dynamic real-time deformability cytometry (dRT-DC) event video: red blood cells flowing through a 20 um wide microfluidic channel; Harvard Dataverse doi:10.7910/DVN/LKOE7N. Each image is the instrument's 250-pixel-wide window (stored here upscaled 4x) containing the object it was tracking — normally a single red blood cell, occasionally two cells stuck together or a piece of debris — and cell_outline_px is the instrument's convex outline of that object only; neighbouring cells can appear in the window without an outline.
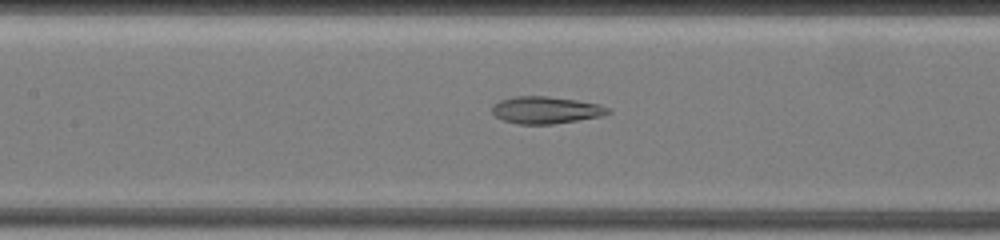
{"species": "common noctule bat (a hibernating species)", "species_latin": "Nyctalus noctula", "temperature_condition": "warm", "stored_images_in_passage": 22, "camera_frame_rate_fps": 3000, "um_per_image_px": 0.085, "animal": {"sex": "female", "body_mass_g": 19.5, "forearm_length_mm": 54.1}, "frame": {"image": 1, "passage_image": 10, "time_ms": 7.333, "image_size_px": [1000, 240], "cell_outline_px": [[612, 112], [600, 116], [552, 124], [516, 124], [504, 120], [496, 116], [492, 112], [492, 108], [500, 100], [512, 96], [548, 96], [576, 100], [600, 104], [608, 108]], "centroid_in_image_um": [46.39, 9.35], "position_along_channel_um": 161.0, "area_um2": 18.15}}
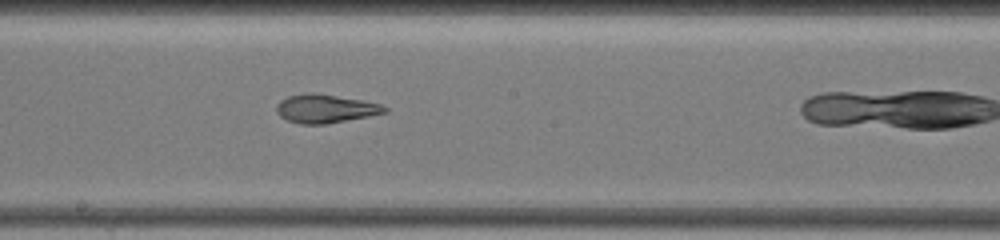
{"frame": {"image": 2, "passage_image": 13, "time_ms": 9.0, "image_size_px": [1000, 240], "cell_outline_px": [[388, 112], [368, 116], [324, 124], [300, 124], [288, 120], [280, 116], [276, 112], [276, 104], [280, 100], [288, 96], [308, 92], [312, 92], [360, 100], [380, 104], [388, 108]], "centroid_in_image_um": [27.62, 9.23], "position_along_channel_um": 220.6, "area_um2": 17.8}}
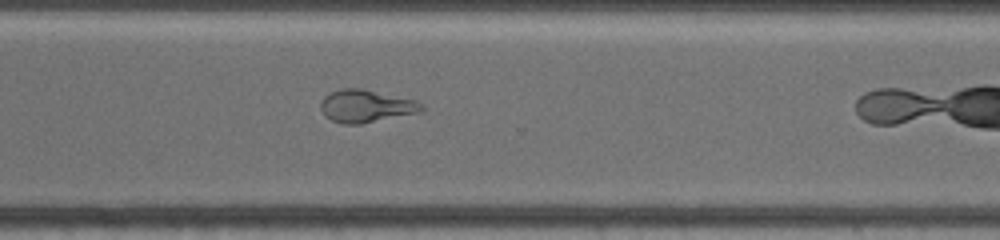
{"frame": {"image": 3, "passage_image": 19, "time_ms": 12.333, "image_size_px": [1000, 240], "cell_outline_px": [[424, 108], [420, 112], [360, 124], [344, 124], [332, 120], [324, 116], [320, 108], [320, 104], [324, 96], [332, 92], [344, 88], [360, 88], [416, 100]], "centroid_in_image_um": [31.08, 9.02], "position_along_channel_um": 339.5, "area_um2": 18.96}}